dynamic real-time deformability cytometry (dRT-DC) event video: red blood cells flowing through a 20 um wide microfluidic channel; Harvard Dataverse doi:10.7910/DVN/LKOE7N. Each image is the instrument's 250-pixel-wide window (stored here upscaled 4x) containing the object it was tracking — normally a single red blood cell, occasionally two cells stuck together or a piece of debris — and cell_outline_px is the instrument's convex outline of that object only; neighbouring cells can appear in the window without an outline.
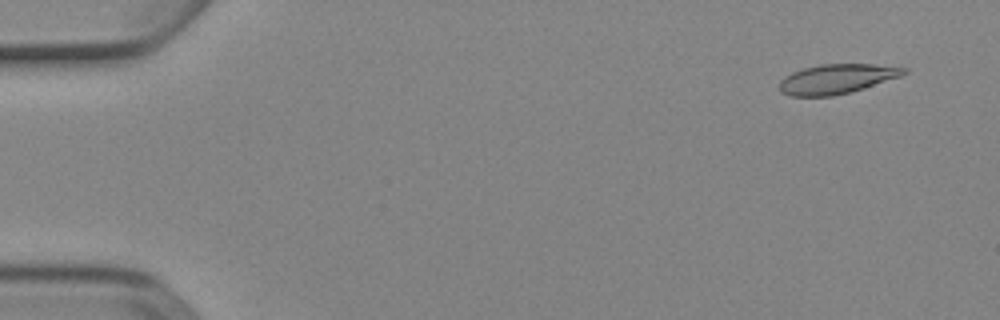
{"species": "Egyptian fruit bat (a non-hibernating species)", "species_latin": "Rousettus aegyptiacus", "temperature_condition": "cold", "stored_images_in_passage": 8, "camera_frame_rate_fps": 3000, "um_per_image_px": 0.085, "animal": {"sex": "female"}, "frame": {"image": 1, "passage_image": 1, "time_ms": 0.0, "image_size_px": [1000, 320], "cell_outline_px": [[908, 72], [900, 76], [852, 92], [832, 96], [792, 96], [780, 92], [780, 80], [784, 76], [792, 72], [804, 68], [820, 64], [872, 64], [908, 68]], "centroid_in_image_um": [71.11, 6.71], "position_along_channel_um": 13.9, "area_um2": 21.44}}
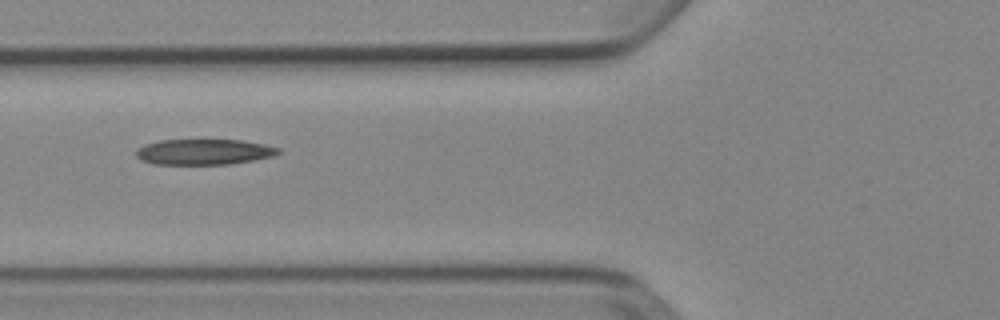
{"frame": {"image": 2, "passage_image": 5, "time_ms": 1.333, "image_size_px": [1000, 320], "cell_outline_px": [[280, 152], [272, 156], [252, 160], [228, 164], [152, 164], [140, 160], [136, 156], [136, 148], [144, 144], [160, 140], [244, 140], [264, 144], [280, 148]], "centroid_in_image_um": [17.29, 12.9], "position_along_channel_um": 108.5, "area_um2": 21.27}}
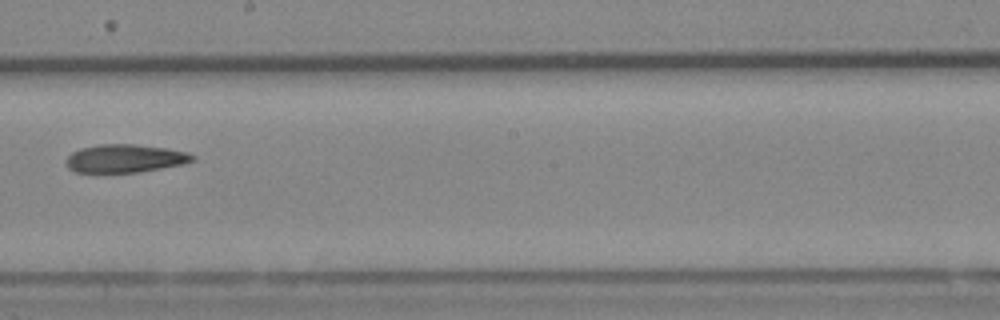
{"frame": {"image": 3, "passage_image": 8, "time_ms": 2.333, "image_size_px": [1000, 320], "cell_outline_px": [[196, 160], [184, 164], [140, 172], [76, 172], [68, 168], [64, 160], [72, 152], [80, 148], [100, 144], [136, 144], [164, 148], [188, 152], [196, 156]], "centroid_in_image_um": [10.64, 13.47], "position_along_channel_um": 237.6, "area_um2": 20.87}}